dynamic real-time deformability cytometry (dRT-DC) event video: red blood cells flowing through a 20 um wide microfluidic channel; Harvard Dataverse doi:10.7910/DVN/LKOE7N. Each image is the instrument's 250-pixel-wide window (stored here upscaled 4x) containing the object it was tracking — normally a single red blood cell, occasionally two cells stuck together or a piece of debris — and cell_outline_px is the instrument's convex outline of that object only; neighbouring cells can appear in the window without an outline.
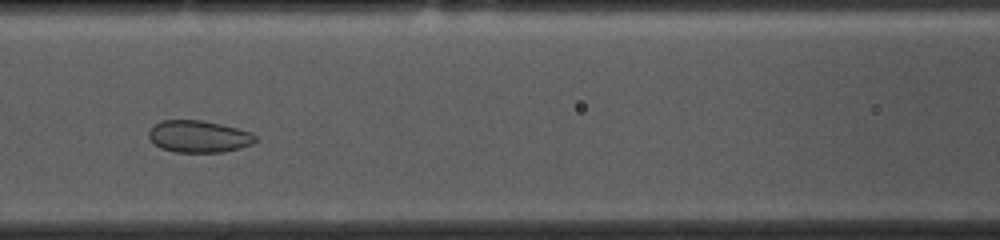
{"species": "common noctule bat (a hibernating species)", "species_latin": "Nyctalus noctula", "temperature_condition": "cold", "stored_images_in_passage": 34, "camera_frame_rate_fps": 3000, "um_per_image_px": 0.085, "animal": {"sex": "female", "body_mass_g": 10.0, "forearm_length_mm": 53.1}, "frame": {"image": 1, "passage_image": 11, "time_ms": 3.333, "image_size_px": [1000, 240], "cell_outline_px": [[256, 140], [252, 144], [240, 148], [220, 152], [176, 152], [160, 148], [148, 136], [148, 132], [152, 124], [164, 120], [200, 120], [220, 124], [252, 132], [256, 136]], "centroid_in_image_um": [16.88, 11.6], "position_along_channel_um": 149.7, "area_um2": 19.83}}
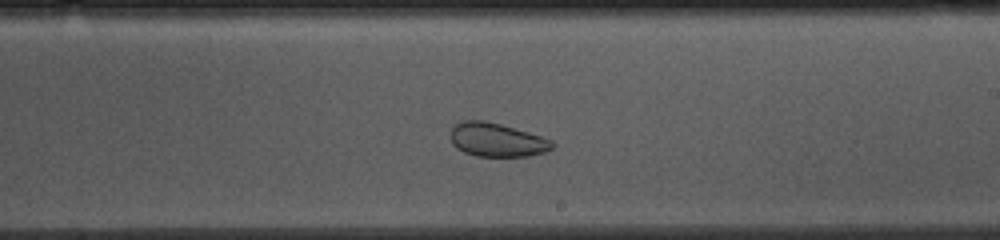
{"frame": {"image": 2, "passage_image": 19, "time_ms": 6.0, "image_size_px": [1000, 240], "cell_outline_px": [[556, 144], [552, 148], [544, 152], [528, 156], [476, 156], [464, 152], [456, 148], [452, 144], [452, 128], [460, 120], [484, 120], [500, 124], [528, 132], [552, 140]], "centroid_in_image_um": [42.23, 11.89], "position_along_channel_um": 246.8, "area_um2": 19.88}}
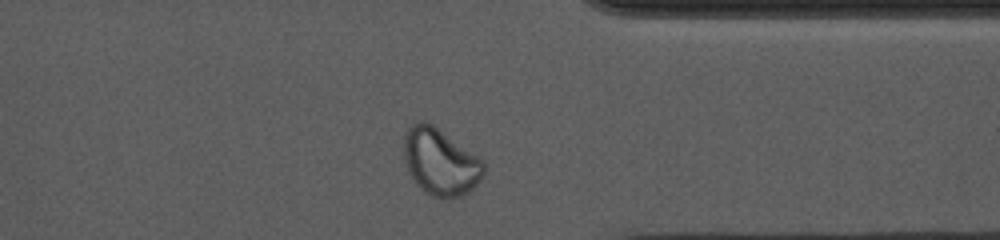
{"frame": {"image": 3, "passage_image": 30, "time_ms": 9.667, "image_size_px": [1000, 240], "cell_outline_px": [[484, 172], [476, 184], [468, 192], [456, 196], [432, 196], [424, 192], [416, 184], [408, 172], [404, 160], [404, 132], [416, 120], [424, 120], [432, 124], [476, 156], [484, 164]], "centroid_in_image_um": [37.35, 13.73], "position_along_channel_um": 374.0, "area_um2": 30.46}}